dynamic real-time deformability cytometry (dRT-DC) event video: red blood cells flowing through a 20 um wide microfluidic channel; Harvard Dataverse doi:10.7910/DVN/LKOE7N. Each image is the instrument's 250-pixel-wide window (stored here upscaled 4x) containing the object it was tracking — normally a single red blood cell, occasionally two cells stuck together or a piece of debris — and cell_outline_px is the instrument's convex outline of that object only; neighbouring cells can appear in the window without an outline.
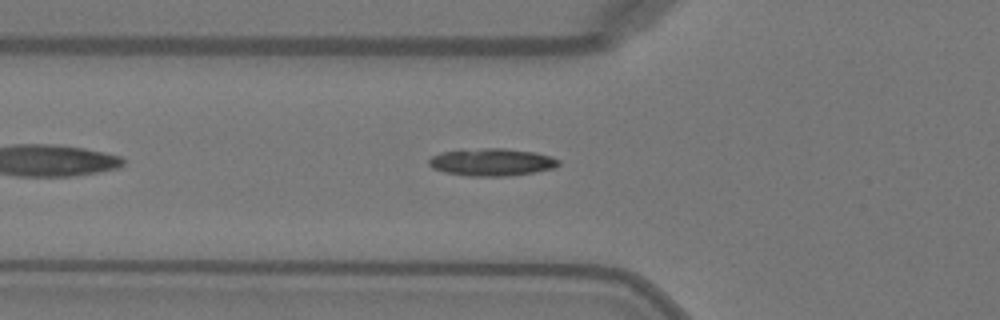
{"species": "Egyptian fruit bat (a non-hibernating species)", "species_latin": "Rousettus aegyptiacus", "temperature_condition": "warm", "stored_images_in_passage": 34, "camera_frame_rate_fps": 3000, "um_per_image_px": 0.085, "animal": {"sex": "female"}, "frame": {"image": 1, "passage_image": 6, "time_ms": 1.667, "image_size_px": [1000, 320], "cell_outline_px": [[560, 164], [552, 168], [536, 172], [508, 176], [468, 176], [444, 172], [432, 168], [428, 164], [428, 160], [432, 156], [440, 152], [460, 148], [504, 148], [536, 152], [552, 156], [560, 160]], "centroid_in_image_um": [41.77, 13.76], "position_along_channel_um": 84.0, "area_um2": 21.21}}
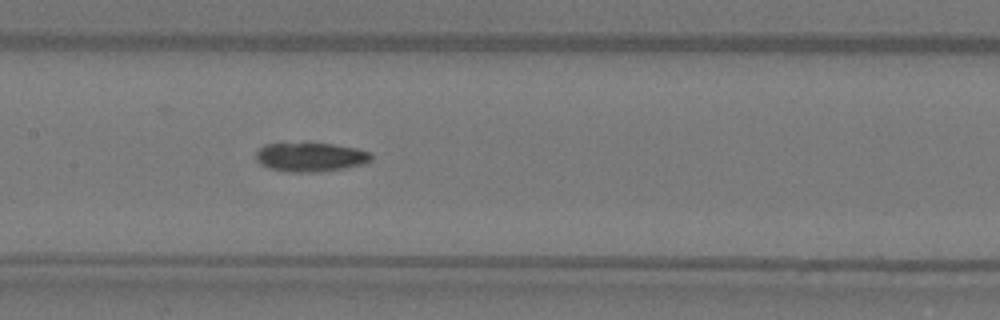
{"frame": {"image": 2, "passage_image": 13, "time_ms": 4.0, "image_size_px": [1000, 320], "cell_outline_px": [[372, 160], [364, 164], [344, 168], [316, 172], [288, 172], [268, 168], [260, 164], [256, 160], [256, 152], [264, 144], [332, 144], [356, 148], [372, 152]], "centroid_in_image_um": [26.41, 13.36], "position_along_channel_um": 181.0, "area_um2": 19.42}}
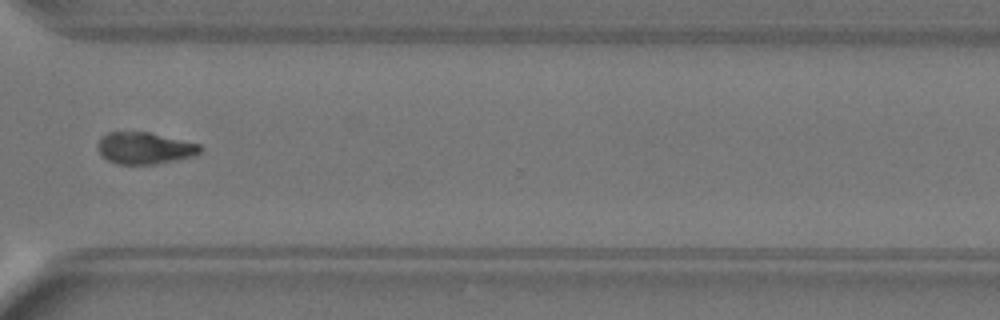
{"frame": {"image": 3, "passage_image": 26, "time_ms": 8.333, "image_size_px": [1000, 320], "cell_outline_px": [[204, 148], [200, 152], [192, 156], [176, 160], [156, 164], [116, 164], [108, 160], [100, 152], [96, 144], [100, 136], [108, 132], [148, 132], [200, 144]], "centroid_in_image_um": [12.28, 12.59], "position_along_channel_um": 358.3, "area_um2": 18.96}, "authors_computed_cell_mechanics": {"area_um2": 19.5942, "velocity_mm_per_s": 4.1021, "shape_relaxation_time_tau1_ms": 11.1675, "shape_relaxation_time_tau2_ms": 4.4435, "deformation_change_tau1": 0.2829, "deformation_change_tau2": 0.1038}}